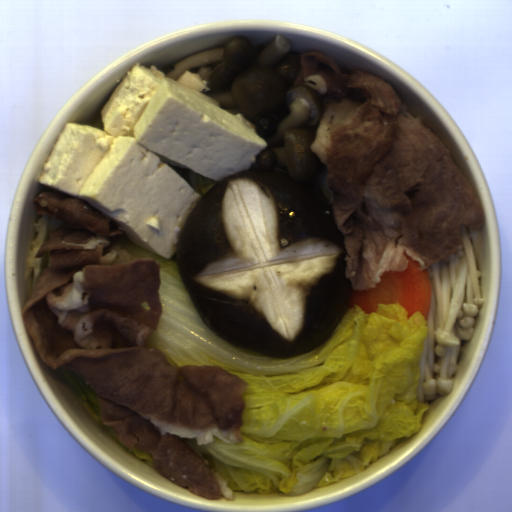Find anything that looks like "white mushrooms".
Instances as JSON below:
<instances>
[{"mask_svg":"<svg viewBox=\"0 0 512 512\" xmlns=\"http://www.w3.org/2000/svg\"><path fill=\"white\" fill-rule=\"evenodd\" d=\"M291 46L281 34L258 46L248 35L233 36L219 48L178 60L164 77L177 81L184 71L196 73L209 87L202 94L247 118L267 144L249 170L288 173L306 184L324 167L310 147L325 110L319 91L295 85L301 64Z\"/></svg>","mask_w":512,"mask_h":512,"instance_id":"1e6be865","label":"white mushrooms"}]
</instances>
